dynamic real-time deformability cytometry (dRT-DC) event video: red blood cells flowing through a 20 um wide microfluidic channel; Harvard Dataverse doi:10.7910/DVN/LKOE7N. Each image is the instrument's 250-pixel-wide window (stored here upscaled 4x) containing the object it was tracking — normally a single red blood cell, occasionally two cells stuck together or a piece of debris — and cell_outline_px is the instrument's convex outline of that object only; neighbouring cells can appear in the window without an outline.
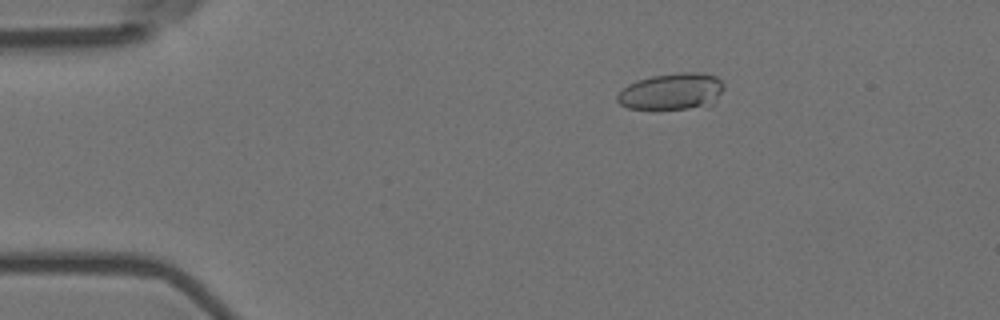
{"species": "Egyptian fruit bat (a non-hibernating species)", "species_latin": "Rousettus aegyptiacus", "temperature_condition": "room temperature", "stored_images_in_passage": 5, "camera_frame_rate_fps": 3000, "um_per_image_px": 0.085, "animal": {"sex": "female"}, "frame": {"image": 1, "passage_image": 3, "time_ms": 0.667, "image_size_px": [1000, 320], "cell_outline_px": [[724, 88], [716, 104], [688, 108], [628, 108], [620, 104], [616, 100], [616, 96], [628, 84], [652, 76], [680, 72], [700, 72], [716, 76], [724, 84]], "centroid_in_image_um": [57.16, 7.76], "position_along_channel_um": 27.8, "area_um2": 22.66}}